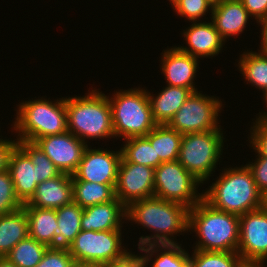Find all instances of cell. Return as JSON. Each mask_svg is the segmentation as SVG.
Instances as JSON below:
<instances>
[{"instance_id": "b9f144b4", "label": "cell", "mask_w": 267, "mask_h": 267, "mask_svg": "<svg viewBox=\"0 0 267 267\" xmlns=\"http://www.w3.org/2000/svg\"><path fill=\"white\" fill-rule=\"evenodd\" d=\"M265 262L266 261H264V260H244V259H241L236 267H264Z\"/></svg>"}, {"instance_id": "ba28073f", "label": "cell", "mask_w": 267, "mask_h": 267, "mask_svg": "<svg viewBox=\"0 0 267 267\" xmlns=\"http://www.w3.org/2000/svg\"><path fill=\"white\" fill-rule=\"evenodd\" d=\"M154 197L176 202L191 209L203 199L202 183L178 161L162 162L155 168Z\"/></svg>"}, {"instance_id": "277c9868", "label": "cell", "mask_w": 267, "mask_h": 267, "mask_svg": "<svg viewBox=\"0 0 267 267\" xmlns=\"http://www.w3.org/2000/svg\"><path fill=\"white\" fill-rule=\"evenodd\" d=\"M66 96L68 131L85 143L86 139L115 138L108 96L99 89L85 96Z\"/></svg>"}, {"instance_id": "7a4b0ae2", "label": "cell", "mask_w": 267, "mask_h": 267, "mask_svg": "<svg viewBox=\"0 0 267 267\" xmlns=\"http://www.w3.org/2000/svg\"><path fill=\"white\" fill-rule=\"evenodd\" d=\"M223 169L216 181L202 190L203 200L217 210L239 216L262 208V193L248 166Z\"/></svg>"}, {"instance_id": "8992f818", "label": "cell", "mask_w": 267, "mask_h": 267, "mask_svg": "<svg viewBox=\"0 0 267 267\" xmlns=\"http://www.w3.org/2000/svg\"><path fill=\"white\" fill-rule=\"evenodd\" d=\"M109 97L116 139L146 136L156 127L146 88L122 89L115 91L112 98Z\"/></svg>"}, {"instance_id": "30bf717a", "label": "cell", "mask_w": 267, "mask_h": 267, "mask_svg": "<svg viewBox=\"0 0 267 267\" xmlns=\"http://www.w3.org/2000/svg\"><path fill=\"white\" fill-rule=\"evenodd\" d=\"M122 230H81L67 247L76 263L102 264L124 256L127 250L122 246ZM124 248V249H123Z\"/></svg>"}, {"instance_id": "4316f807", "label": "cell", "mask_w": 267, "mask_h": 267, "mask_svg": "<svg viewBox=\"0 0 267 267\" xmlns=\"http://www.w3.org/2000/svg\"><path fill=\"white\" fill-rule=\"evenodd\" d=\"M237 66L247 84L251 83L262 93L267 90V54L259 49L258 52L245 50Z\"/></svg>"}, {"instance_id": "f546056e", "label": "cell", "mask_w": 267, "mask_h": 267, "mask_svg": "<svg viewBox=\"0 0 267 267\" xmlns=\"http://www.w3.org/2000/svg\"><path fill=\"white\" fill-rule=\"evenodd\" d=\"M47 246L28 236L15 245L6 258L17 267H36Z\"/></svg>"}, {"instance_id": "ee69618b", "label": "cell", "mask_w": 267, "mask_h": 267, "mask_svg": "<svg viewBox=\"0 0 267 267\" xmlns=\"http://www.w3.org/2000/svg\"><path fill=\"white\" fill-rule=\"evenodd\" d=\"M0 267H17L11 263L6 257H0Z\"/></svg>"}, {"instance_id": "52a82bcc", "label": "cell", "mask_w": 267, "mask_h": 267, "mask_svg": "<svg viewBox=\"0 0 267 267\" xmlns=\"http://www.w3.org/2000/svg\"><path fill=\"white\" fill-rule=\"evenodd\" d=\"M224 135L222 129L184 134L181 140L178 161L198 181H209V177L222 159Z\"/></svg>"}, {"instance_id": "4dcf8cb0", "label": "cell", "mask_w": 267, "mask_h": 267, "mask_svg": "<svg viewBox=\"0 0 267 267\" xmlns=\"http://www.w3.org/2000/svg\"><path fill=\"white\" fill-rule=\"evenodd\" d=\"M36 166L37 178L40 182L57 177L61 172L49 157L34 142L18 141L17 145Z\"/></svg>"}, {"instance_id": "3957f363", "label": "cell", "mask_w": 267, "mask_h": 267, "mask_svg": "<svg viewBox=\"0 0 267 267\" xmlns=\"http://www.w3.org/2000/svg\"><path fill=\"white\" fill-rule=\"evenodd\" d=\"M240 216L217 210L203 199L189 209L188 232H195L194 250L237 252Z\"/></svg>"}, {"instance_id": "4fadbf2b", "label": "cell", "mask_w": 267, "mask_h": 267, "mask_svg": "<svg viewBox=\"0 0 267 267\" xmlns=\"http://www.w3.org/2000/svg\"><path fill=\"white\" fill-rule=\"evenodd\" d=\"M35 144L49 157L61 173L73 175L77 170L88 144L74 134H62L39 138Z\"/></svg>"}, {"instance_id": "d6a6232c", "label": "cell", "mask_w": 267, "mask_h": 267, "mask_svg": "<svg viewBox=\"0 0 267 267\" xmlns=\"http://www.w3.org/2000/svg\"><path fill=\"white\" fill-rule=\"evenodd\" d=\"M171 5L177 15L190 22L202 21L200 19L213 8L212 0H175Z\"/></svg>"}, {"instance_id": "bcb514c9", "label": "cell", "mask_w": 267, "mask_h": 267, "mask_svg": "<svg viewBox=\"0 0 267 267\" xmlns=\"http://www.w3.org/2000/svg\"><path fill=\"white\" fill-rule=\"evenodd\" d=\"M262 208L267 210V191L262 194Z\"/></svg>"}, {"instance_id": "f1b7e54d", "label": "cell", "mask_w": 267, "mask_h": 267, "mask_svg": "<svg viewBox=\"0 0 267 267\" xmlns=\"http://www.w3.org/2000/svg\"><path fill=\"white\" fill-rule=\"evenodd\" d=\"M121 154L127 162L142 164L155 169L159 165V157L150 141L145 136L131 137L124 140Z\"/></svg>"}, {"instance_id": "f35d334b", "label": "cell", "mask_w": 267, "mask_h": 267, "mask_svg": "<svg viewBox=\"0 0 267 267\" xmlns=\"http://www.w3.org/2000/svg\"><path fill=\"white\" fill-rule=\"evenodd\" d=\"M248 14L260 24L267 19V0H239Z\"/></svg>"}, {"instance_id": "7bdbcfd3", "label": "cell", "mask_w": 267, "mask_h": 267, "mask_svg": "<svg viewBox=\"0 0 267 267\" xmlns=\"http://www.w3.org/2000/svg\"><path fill=\"white\" fill-rule=\"evenodd\" d=\"M263 100H265L264 102L267 104V90L263 93ZM266 107H267V105H266ZM266 111H267V109H266ZM258 116H256V120H259V121H265V122H267V112H259L258 114H257Z\"/></svg>"}, {"instance_id": "d6986e66", "label": "cell", "mask_w": 267, "mask_h": 267, "mask_svg": "<svg viewBox=\"0 0 267 267\" xmlns=\"http://www.w3.org/2000/svg\"><path fill=\"white\" fill-rule=\"evenodd\" d=\"M250 17L239 0H223L213 3L210 19L226 42L231 36L242 34Z\"/></svg>"}, {"instance_id": "1f68e13d", "label": "cell", "mask_w": 267, "mask_h": 267, "mask_svg": "<svg viewBox=\"0 0 267 267\" xmlns=\"http://www.w3.org/2000/svg\"><path fill=\"white\" fill-rule=\"evenodd\" d=\"M190 267H236L242 259L237 252L193 250Z\"/></svg>"}, {"instance_id": "603a6c76", "label": "cell", "mask_w": 267, "mask_h": 267, "mask_svg": "<svg viewBox=\"0 0 267 267\" xmlns=\"http://www.w3.org/2000/svg\"><path fill=\"white\" fill-rule=\"evenodd\" d=\"M181 245L179 243L151 244L141 246L138 249L144 253L142 255L146 267L151 261V267H190V254Z\"/></svg>"}, {"instance_id": "ac0fdd59", "label": "cell", "mask_w": 267, "mask_h": 267, "mask_svg": "<svg viewBox=\"0 0 267 267\" xmlns=\"http://www.w3.org/2000/svg\"><path fill=\"white\" fill-rule=\"evenodd\" d=\"M123 220H126V207L115 197L112 201L84 208L81 229L97 232L122 230Z\"/></svg>"}, {"instance_id": "8d00e7d4", "label": "cell", "mask_w": 267, "mask_h": 267, "mask_svg": "<svg viewBox=\"0 0 267 267\" xmlns=\"http://www.w3.org/2000/svg\"><path fill=\"white\" fill-rule=\"evenodd\" d=\"M256 154L257 158H255L254 163L249 162L246 165L251 170L259 191L263 194L267 191V158L261 157L257 152Z\"/></svg>"}, {"instance_id": "8fae6325", "label": "cell", "mask_w": 267, "mask_h": 267, "mask_svg": "<svg viewBox=\"0 0 267 267\" xmlns=\"http://www.w3.org/2000/svg\"><path fill=\"white\" fill-rule=\"evenodd\" d=\"M154 173L155 169L127 162L121 158L115 197L127 207L130 203L154 196Z\"/></svg>"}, {"instance_id": "7c38bea8", "label": "cell", "mask_w": 267, "mask_h": 267, "mask_svg": "<svg viewBox=\"0 0 267 267\" xmlns=\"http://www.w3.org/2000/svg\"><path fill=\"white\" fill-rule=\"evenodd\" d=\"M88 145L72 180L116 185L118 168L122 158L121 149L91 148Z\"/></svg>"}, {"instance_id": "e575fe53", "label": "cell", "mask_w": 267, "mask_h": 267, "mask_svg": "<svg viewBox=\"0 0 267 267\" xmlns=\"http://www.w3.org/2000/svg\"><path fill=\"white\" fill-rule=\"evenodd\" d=\"M74 263L67 247H48L36 267H72Z\"/></svg>"}, {"instance_id": "83f0119b", "label": "cell", "mask_w": 267, "mask_h": 267, "mask_svg": "<svg viewBox=\"0 0 267 267\" xmlns=\"http://www.w3.org/2000/svg\"><path fill=\"white\" fill-rule=\"evenodd\" d=\"M115 186L72 180L73 202L82 208H86L112 201L115 198Z\"/></svg>"}, {"instance_id": "74e56055", "label": "cell", "mask_w": 267, "mask_h": 267, "mask_svg": "<svg viewBox=\"0 0 267 267\" xmlns=\"http://www.w3.org/2000/svg\"><path fill=\"white\" fill-rule=\"evenodd\" d=\"M98 267H146V266L143 255H140L138 253L136 255L132 253V251H128L121 258L99 264Z\"/></svg>"}, {"instance_id": "9a60e30c", "label": "cell", "mask_w": 267, "mask_h": 267, "mask_svg": "<svg viewBox=\"0 0 267 267\" xmlns=\"http://www.w3.org/2000/svg\"><path fill=\"white\" fill-rule=\"evenodd\" d=\"M170 48L162 51L160 63L166 85L189 88L192 92L198 91L194 79H196L200 60L180 51L177 46Z\"/></svg>"}, {"instance_id": "7dc6e473", "label": "cell", "mask_w": 267, "mask_h": 267, "mask_svg": "<svg viewBox=\"0 0 267 267\" xmlns=\"http://www.w3.org/2000/svg\"><path fill=\"white\" fill-rule=\"evenodd\" d=\"M219 1H223V0H212L213 3L219 2Z\"/></svg>"}, {"instance_id": "f6af8a7d", "label": "cell", "mask_w": 267, "mask_h": 267, "mask_svg": "<svg viewBox=\"0 0 267 267\" xmlns=\"http://www.w3.org/2000/svg\"><path fill=\"white\" fill-rule=\"evenodd\" d=\"M72 267H98L96 264H87V263H74Z\"/></svg>"}, {"instance_id": "d4e9b609", "label": "cell", "mask_w": 267, "mask_h": 267, "mask_svg": "<svg viewBox=\"0 0 267 267\" xmlns=\"http://www.w3.org/2000/svg\"><path fill=\"white\" fill-rule=\"evenodd\" d=\"M84 208L71 202L56 209L58 228L54 231V247H68L81 229Z\"/></svg>"}, {"instance_id": "e0dca14e", "label": "cell", "mask_w": 267, "mask_h": 267, "mask_svg": "<svg viewBox=\"0 0 267 267\" xmlns=\"http://www.w3.org/2000/svg\"><path fill=\"white\" fill-rule=\"evenodd\" d=\"M72 201V176L60 173L57 177L40 182L32 198L23 206L58 209Z\"/></svg>"}, {"instance_id": "6da1fadb", "label": "cell", "mask_w": 267, "mask_h": 267, "mask_svg": "<svg viewBox=\"0 0 267 267\" xmlns=\"http://www.w3.org/2000/svg\"><path fill=\"white\" fill-rule=\"evenodd\" d=\"M127 220L154 233L141 236L137 248L151 244H178L174 236L188 231L189 208L153 196L130 203L126 207L128 223Z\"/></svg>"}, {"instance_id": "7402d4cb", "label": "cell", "mask_w": 267, "mask_h": 267, "mask_svg": "<svg viewBox=\"0 0 267 267\" xmlns=\"http://www.w3.org/2000/svg\"><path fill=\"white\" fill-rule=\"evenodd\" d=\"M28 218L24 208L0 216V257L29 236Z\"/></svg>"}, {"instance_id": "836d02e7", "label": "cell", "mask_w": 267, "mask_h": 267, "mask_svg": "<svg viewBox=\"0 0 267 267\" xmlns=\"http://www.w3.org/2000/svg\"><path fill=\"white\" fill-rule=\"evenodd\" d=\"M23 207L16 197L14 184L9 170L0 172V216Z\"/></svg>"}, {"instance_id": "60d3db41", "label": "cell", "mask_w": 267, "mask_h": 267, "mask_svg": "<svg viewBox=\"0 0 267 267\" xmlns=\"http://www.w3.org/2000/svg\"><path fill=\"white\" fill-rule=\"evenodd\" d=\"M260 25H261V27L262 28H260L261 29V42H260V50L262 51V52H264L265 54H267V19L266 20H264V21H262L261 23H260Z\"/></svg>"}, {"instance_id": "2e32d148", "label": "cell", "mask_w": 267, "mask_h": 267, "mask_svg": "<svg viewBox=\"0 0 267 267\" xmlns=\"http://www.w3.org/2000/svg\"><path fill=\"white\" fill-rule=\"evenodd\" d=\"M190 27L183 30L182 34L186 40L187 46H181L178 49L186 54L196 58H212L222 52L225 41L215 29L213 22L198 21L191 22ZM224 44V45H223Z\"/></svg>"}, {"instance_id": "ffe728a7", "label": "cell", "mask_w": 267, "mask_h": 267, "mask_svg": "<svg viewBox=\"0 0 267 267\" xmlns=\"http://www.w3.org/2000/svg\"><path fill=\"white\" fill-rule=\"evenodd\" d=\"M8 170L14 184L16 197L22 204L27 203L40 183L37 178L36 166L31 159L16 146L9 159Z\"/></svg>"}, {"instance_id": "9c48e42d", "label": "cell", "mask_w": 267, "mask_h": 267, "mask_svg": "<svg viewBox=\"0 0 267 267\" xmlns=\"http://www.w3.org/2000/svg\"><path fill=\"white\" fill-rule=\"evenodd\" d=\"M200 92H192L168 123L182 135L222 128L218 125L221 116L219 113L223 107L222 101L218 97H210Z\"/></svg>"}, {"instance_id": "cb8c5ba5", "label": "cell", "mask_w": 267, "mask_h": 267, "mask_svg": "<svg viewBox=\"0 0 267 267\" xmlns=\"http://www.w3.org/2000/svg\"><path fill=\"white\" fill-rule=\"evenodd\" d=\"M23 208L28 218L29 236L47 247H54V231L58 228L56 209Z\"/></svg>"}, {"instance_id": "5b68a950", "label": "cell", "mask_w": 267, "mask_h": 267, "mask_svg": "<svg viewBox=\"0 0 267 267\" xmlns=\"http://www.w3.org/2000/svg\"><path fill=\"white\" fill-rule=\"evenodd\" d=\"M13 130L18 141L36 142L39 138L68 131L66 98H47L19 102Z\"/></svg>"}, {"instance_id": "d590c367", "label": "cell", "mask_w": 267, "mask_h": 267, "mask_svg": "<svg viewBox=\"0 0 267 267\" xmlns=\"http://www.w3.org/2000/svg\"><path fill=\"white\" fill-rule=\"evenodd\" d=\"M250 127L249 146L261 157L267 158V122L255 120ZM252 144V145H251Z\"/></svg>"}, {"instance_id": "ab89813d", "label": "cell", "mask_w": 267, "mask_h": 267, "mask_svg": "<svg viewBox=\"0 0 267 267\" xmlns=\"http://www.w3.org/2000/svg\"><path fill=\"white\" fill-rule=\"evenodd\" d=\"M2 138H0V172L8 170L10 155L18 145L17 139L9 140Z\"/></svg>"}, {"instance_id": "44dd1931", "label": "cell", "mask_w": 267, "mask_h": 267, "mask_svg": "<svg viewBox=\"0 0 267 267\" xmlns=\"http://www.w3.org/2000/svg\"><path fill=\"white\" fill-rule=\"evenodd\" d=\"M150 93L148 91L153 120L157 124H168L192 91L189 88L167 85L155 97L156 94Z\"/></svg>"}, {"instance_id": "484cf974", "label": "cell", "mask_w": 267, "mask_h": 267, "mask_svg": "<svg viewBox=\"0 0 267 267\" xmlns=\"http://www.w3.org/2000/svg\"><path fill=\"white\" fill-rule=\"evenodd\" d=\"M145 137L153 146L156 157H159V165L162 162L178 160L183 137L181 133L168 124H157Z\"/></svg>"}, {"instance_id": "5bb4252c", "label": "cell", "mask_w": 267, "mask_h": 267, "mask_svg": "<svg viewBox=\"0 0 267 267\" xmlns=\"http://www.w3.org/2000/svg\"><path fill=\"white\" fill-rule=\"evenodd\" d=\"M237 253L244 260L267 261V210L240 215Z\"/></svg>"}]
</instances>
